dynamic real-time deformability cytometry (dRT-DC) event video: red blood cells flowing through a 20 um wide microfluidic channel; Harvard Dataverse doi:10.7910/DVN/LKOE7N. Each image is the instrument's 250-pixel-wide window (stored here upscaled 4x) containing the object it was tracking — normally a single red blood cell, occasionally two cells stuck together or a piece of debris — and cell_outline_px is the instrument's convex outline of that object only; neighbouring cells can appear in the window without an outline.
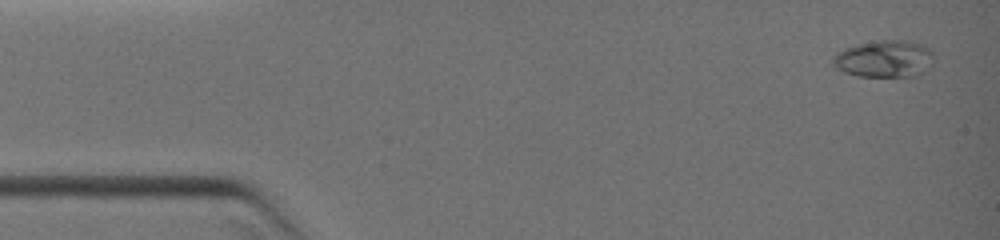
{"species": "common noctule bat (a hibernating species)", "species_latin": "Nyctalus noctula", "temperature_condition": "warm", "stored_images_in_passage": 10, "camera_frame_rate_fps": 3000, "um_per_image_px": 0.085, "animal": {"sex": "female", "body_mass_g": 19.0, "forearm_length_mm": 51.5}, "frame": {"image": 1, "passage_image": 1, "time_ms": 0.0, "image_size_px": [1000, 240], "cell_outline_px": [[932, 56], [924, 72], [916, 76], [860, 76], [844, 72], [836, 68], [832, 64], [832, 56], [836, 52], [844, 48], [856, 44], [880, 40], [904, 40], [920, 44], [928, 48], [932, 52]], "centroid_in_image_um": [75.09, 4.99], "position_along_channel_um": 9.9, "area_um2": 21.62}}
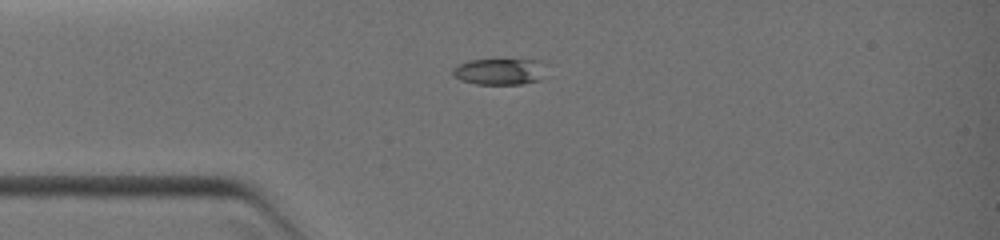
{"frame": {"image": 2, "passage_image": 7, "time_ms": 2.667, "image_size_px": [1000, 240], "cell_outline_px": [[540, 80], [524, 84], [476, 84], [460, 80], [452, 76], [452, 68], [456, 64], [468, 60], [504, 56], [540, 60]], "centroid_in_image_um": [42.35, 6.02], "position_along_channel_um": 42.6, "area_um2": 15.14}}
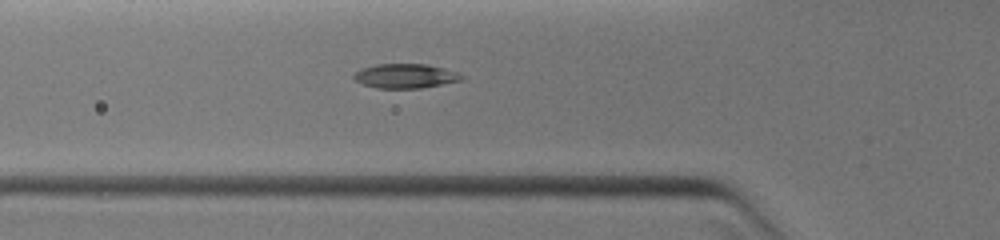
{"frame": {"image": 3, "passage_image": 10, "time_ms": 4.0, "image_size_px": [1000, 240], "cell_outline_px": [[464, 76], [460, 80], [420, 88], [376, 88], [364, 84], [356, 80], [352, 76], [360, 68], [376, 64], [428, 64], [460, 72]], "centroid_in_image_um": [34.45, 6.44], "position_along_channel_um": 91.3, "area_um2": 15.26}}